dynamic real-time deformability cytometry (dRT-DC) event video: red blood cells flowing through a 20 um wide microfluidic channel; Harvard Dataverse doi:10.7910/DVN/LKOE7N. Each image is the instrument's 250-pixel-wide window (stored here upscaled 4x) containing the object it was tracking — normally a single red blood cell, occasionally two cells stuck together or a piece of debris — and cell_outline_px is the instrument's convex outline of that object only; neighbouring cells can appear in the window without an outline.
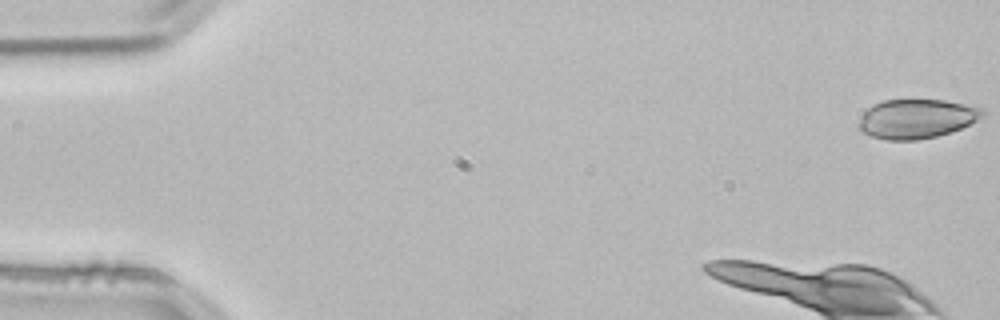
{"species": "common noctule bat (a hibernating species)", "species_latin": "Nyctalus noctula", "temperature_condition": "room temperature", "stored_images_in_passage": 11, "camera_frame_rate_fps": 3000, "um_per_image_px": 0.085, "animal": {"sex": "male", "body_mass_g": 21.5, "forearm_length_mm": 52.0}, "frame": {"image": 1, "passage_image": 1, "time_ms": 0.0, "image_size_px": [1000, 320], "cell_outline_px": [[984, 116], [952, 132], [936, 136], [916, 140], [884, 140], [872, 136], [864, 132], [856, 124], [864, 112], [872, 104], [884, 100], [944, 100], [984, 108]], "centroid_in_image_um": [77.89, 10.09], "position_along_channel_um": 7.1, "area_um2": 28.26}}